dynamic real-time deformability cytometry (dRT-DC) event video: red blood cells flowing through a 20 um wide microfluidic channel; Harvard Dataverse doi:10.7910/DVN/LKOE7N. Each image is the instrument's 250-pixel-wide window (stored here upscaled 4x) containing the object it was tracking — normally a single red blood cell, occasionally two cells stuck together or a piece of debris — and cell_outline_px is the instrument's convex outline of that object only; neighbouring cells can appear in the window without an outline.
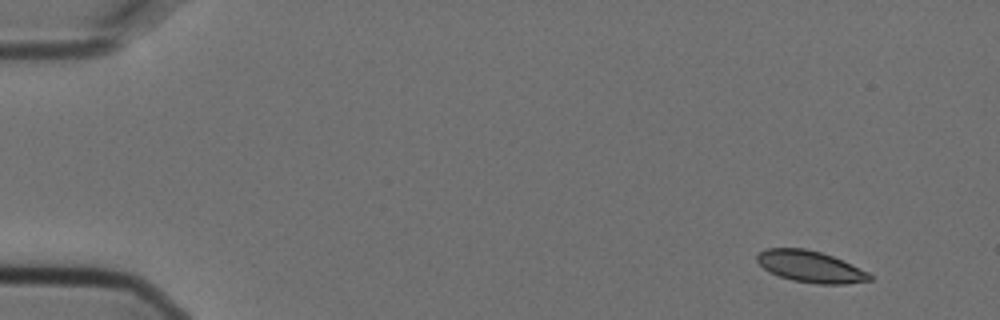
{"species": "Egyptian fruit bat (a non-hibernating species)", "species_latin": "Rousettus aegyptiacus", "temperature_condition": "cold", "stored_images_in_passage": 6, "camera_frame_rate_fps": 3000, "um_per_image_px": 0.085, "animal": {"sex": "female"}, "frame": {"image": 1, "passage_image": 1, "time_ms": 0.0, "image_size_px": [1000, 320], "cell_outline_px": [[872, 280], [844, 284], [816, 284], [792, 280], [780, 276], [764, 268], [756, 260], [756, 256], [764, 248], [804, 248], [820, 252], [832, 256], [868, 272], [872, 276]], "centroid_in_image_um": [68.87, 22.66], "position_along_channel_um": 16.1, "area_um2": 20.46}}
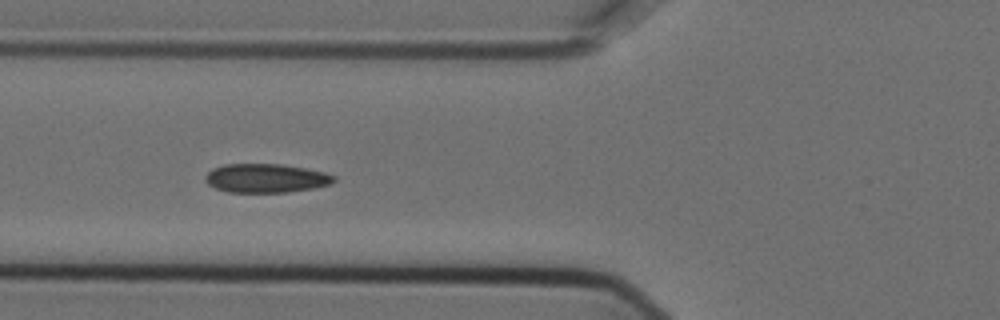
{"frame": {"image": 2, "passage_image": 5, "time_ms": 1.333, "image_size_px": [1000, 320], "cell_outline_px": [[336, 180], [332, 184], [312, 188], [288, 192], [228, 192], [216, 188], [208, 184], [204, 180], [204, 176], [212, 168], [224, 164], [280, 164], [304, 168], [324, 172], [336, 176]], "centroid_in_image_um": [22.59, 15.14], "position_along_channel_um": 103.2, "area_um2": 21.68}}
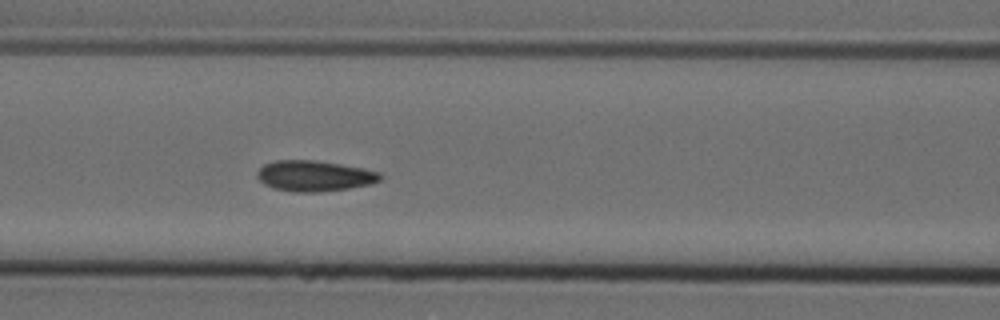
{"frame": {"image": 3, "passage_image": 6, "time_ms": 1.667, "image_size_px": [1000, 320], "cell_outline_px": [[384, 176], [380, 180], [372, 184], [348, 188], [320, 192], [292, 192], [272, 188], [264, 184], [256, 176], [256, 172], [264, 164], [276, 160], [316, 160], [364, 168], [380, 172]], "centroid_in_image_um": [26.73, 14.95], "position_along_channel_um": 139.9, "area_um2": 22.25}}